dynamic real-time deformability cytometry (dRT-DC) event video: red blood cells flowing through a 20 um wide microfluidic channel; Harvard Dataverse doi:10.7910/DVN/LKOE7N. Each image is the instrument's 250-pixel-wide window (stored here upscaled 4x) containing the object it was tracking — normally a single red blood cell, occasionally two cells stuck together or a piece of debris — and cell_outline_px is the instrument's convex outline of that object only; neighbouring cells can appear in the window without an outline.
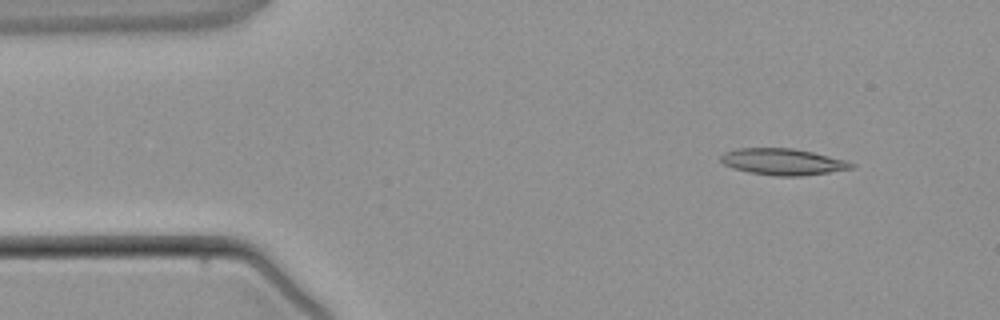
{"species": "common noctule bat (a hibernating species)", "species_latin": "Nyctalus noctula", "temperature_condition": "warm", "stored_images_in_passage": 3, "camera_frame_rate_fps": 3000, "um_per_image_px": 0.085, "animal": {"sex": "male", "body_mass_g": 21.5, "forearm_length_mm": 52.0}, "frame": {"image": 1, "passage_image": 1, "time_ms": 0.0, "image_size_px": [1000, 320], "cell_outline_px": [[856, 168], [800, 176], [776, 176], [748, 172], [732, 168], [724, 164], [720, 160], [720, 156], [724, 152], [736, 148], [792, 148], [812, 152], [844, 160], [856, 164]], "centroid_in_image_um": [66.52, 13.75], "position_along_channel_um": 18.5, "area_um2": 20.11}}